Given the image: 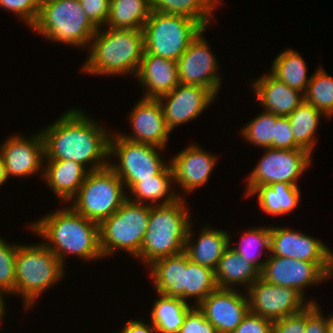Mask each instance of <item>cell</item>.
<instances>
[{"label":"cell","mask_w":333,"mask_h":333,"mask_svg":"<svg viewBox=\"0 0 333 333\" xmlns=\"http://www.w3.org/2000/svg\"><path fill=\"white\" fill-rule=\"evenodd\" d=\"M79 109L66 110L58 120L40 129L44 140V160L74 161L88 171L105 168L109 166L111 133L88 112L86 115Z\"/></svg>","instance_id":"cell-1"},{"label":"cell","mask_w":333,"mask_h":333,"mask_svg":"<svg viewBox=\"0 0 333 333\" xmlns=\"http://www.w3.org/2000/svg\"><path fill=\"white\" fill-rule=\"evenodd\" d=\"M66 205L30 222L29 228H26L44 239L42 242L65 267L67 254L88 262L101 259L99 224L77 213L69 204L68 207Z\"/></svg>","instance_id":"cell-2"},{"label":"cell","mask_w":333,"mask_h":333,"mask_svg":"<svg viewBox=\"0 0 333 333\" xmlns=\"http://www.w3.org/2000/svg\"><path fill=\"white\" fill-rule=\"evenodd\" d=\"M104 30V31H103ZM95 33L82 72L90 75L136 76L145 52L142 29L107 28Z\"/></svg>","instance_id":"cell-3"},{"label":"cell","mask_w":333,"mask_h":333,"mask_svg":"<svg viewBox=\"0 0 333 333\" xmlns=\"http://www.w3.org/2000/svg\"><path fill=\"white\" fill-rule=\"evenodd\" d=\"M185 197L167 205L151 206L149 224L140 254L136 257L149 266L163 257L174 256L185 251V242L190 219Z\"/></svg>","instance_id":"cell-4"},{"label":"cell","mask_w":333,"mask_h":333,"mask_svg":"<svg viewBox=\"0 0 333 333\" xmlns=\"http://www.w3.org/2000/svg\"><path fill=\"white\" fill-rule=\"evenodd\" d=\"M30 28L46 40L79 49L89 47L99 29L84 12L79 0H52L40 4L38 17Z\"/></svg>","instance_id":"cell-5"},{"label":"cell","mask_w":333,"mask_h":333,"mask_svg":"<svg viewBox=\"0 0 333 333\" xmlns=\"http://www.w3.org/2000/svg\"><path fill=\"white\" fill-rule=\"evenodd\" d=\"M66 267L43 243L19 244L15 259V295L24 299V310L33 308L47 289L63 280Z\"/></svg>","instance_id":"cell-6"},{"label":"cell","mask_w":333,"mask_h":333,"mask_svg":"<svg viewBox=\"0 0 333 333\" xmlns=\"http://www.w3.org/2000/svg\"><path fill=\"white\" fill-rule=\"evenodd\" d=\"M151 206L127 199L111 216L99 224L103 258L123 250L133 257L140 254L147 232Z\"/></svg>","instance_id":"cell-7"},{"label":"cell","mask_w":333,"mask_h":333,"mask_svg":"<svg viewBox=\"0 0 333 333\" xmlns=\"http://www.w3.org/2000/svg\"><path fill=\"white\" fill-rule=\"evenodd\" d=\"M125 190V191H124ZM128 192L109 167L89 171L70 207L85 218L100 224L127 200Z\"/></svg>","instance_id":"cell-8"},{"label":"cell","mask_w":333,"mask_h":333,"mask_svg":"<svg viewBox=\"0 0 333 333\" xmlns=\"http://www.w3.org/2000/svg\"><path fill=\"white\" fill-rule=\"evenodd\" d=\"M202 29L189 17L152 11L142 29L144 53L177 62Z\"/></svg>","instance_id":"cell-9"},{"label":"cell","mask_w":333,"mask_h":333,"mask_svg":"<svg viewBox=\"0 0 333 333\" xmlns=\"http://www.w3.org/2000/svg\"><path fill=\"white\" fill-rule=\"evenodd\" d=\"M163 150L154 145L124 139L116 132L111 134L109 140V167L129 190L141 179L153 178L169 164L159 154ZM115 156L119 163L112 161Z\"/></svg>","instance_id":"cell-10"},{"label":"cell","mask_w":333,"mask_h":333,"mask_svg":"<svg viewBox=\"0 0 333 333\" xmlns=\"http://www.w3.org/2000/svg\"><path fill=\"white\" fill-rule=\"evenodd\" d=\"M312 157L305 149L266 148L258 164L246 178L245 197L261 185L285 182L298 186L297 181L310 167Z\"/></svg>","instance_id":"cell-11"},{"label":"cell","mask_w":333,"mask_h":333,"mask_svg":"<svg viewBox=\"0 0 333 333\" xmlns=\"http://www.w3.org/2000/svg\"><path fill=\"white\" fill-rule=\"evenodd\" d=\"M332 276L333 262H306L271 254L260 271V278L265 282L294 288L304 297L306 287L317 286Z\"/></svg>","instance_id":"cell-12"},{"label":"cell","mask_w":333,"mask_h":333,"mask_svg":"<svg viewBox=\"0 0 333 333\" xmlns=\"http://www.w3.org/2000/svg\"><path fill=\"white\" fill-rule=\"evenodd\" d=\"M246 293L249 311L273 322L303 311L310 303H316L312 299L307 301L294 288L274 285L261 278Z\"/></svg>","instance_id":"cell-13"},{"label":"cell","mask_w":333,"mask_h":333,"mask_svg":"<svg viewBox=\"0 0 333 333\" xmlns=\"http://www.w3.org/2000/svg\"><path fill=\"white\" fill-rule=\"evenodd\" d=\"M207 29L200 31L177 60L178 78L181 85L203 86L218 95L223 79L217 58L203 37Z\"/></svg>","instance_id":"cell-14"},{"label":"cell","mask_w":333,"mask_h":333,"mask_svg":"<svg viewBox=\"0 0 333 333\" xmlns=\"http://www.w3.org/2000/svg\"><path fill=\"white\" fill-rule=\"evenodd\" d=\"M216 94L203 86L179 84L170 93L158 98L162 106L167 128L197 119L215 101Z\"/></svg>","instance_id":"cell-15"},{"label":"cell","mask_w":333,"mask_h":333,"mask_svg":"<svg viewBox=\"0 0 333 333\" xmlns=\"http://www.w3.org/2000/svg\"><path fill=\"white\" fill-rule=\"evenodd\" d=\"M35 134L30 137L11 135L1 145L0 154L3 157L8 179L25 178L39 172H42L43 176L44 140L40 130Z\"/></svg>","instance_id":"cell-16"},{"label":"cell","mask_w":333,"mask_h":333,"mask_svg":"<svg viewBox=\"0 0 333 333\" xmlns=\"http://www.w3.org/2000/svg\"><path fill=\"white\" fill-rule=\"evenodd\" d=\"M197 307L217 333H232L249 312V300L246 292L217 288Z\"/></svg>","instance_id":"cell-17"},{"label":"cell","mask_w":333,"mask_h":333,"mask_svg":"<svg viewBox=\"0 0 333 333\" xmlns=\"http://www.w3.org/2000/svg\"><path fill=\"white\" fill-rule=\"evenodd\" d=\"M132 134L118 135L134 142L154 145L166 150L171 131L166 126L162 106L158 99L141 97L129 114Z\"/></svg>","instance_id":"cell-18"},{"label":"cell","mask_w":333,"mask_h":333,"mask_svg":"<svg viewBox=\"0 0 333 333\" xmlns=\"http://www.w3.org/2000/svg\"><path fill=\"white\" fill-rule=\"evenodd\" d=\"M270 254L306 262H333V252L319 239L292 228L270 226Z\"/></svg>","instance_id":"cell-19"},{"label":"cell","mask_w":333,"mask_h":333,"mask_svg":"<svg viewBox=\"0 0 333 333\" xmlns=\"http://www.w3.org/2000/svg\"><path fill=\"white\" fill-rule=\"evenodd\" d=\"M216 155L200 148L199 144H189L170 160L175 185L185 193L194 192L209 180L217 163Z\"/></svg>","instance_id":"cell-20"},{"label":"cell","mask_w":333,"mask_h":333,"mask_svg":"<svg viewBox=\"0 0 333 333\" xmlns=\"http://www.w3.org/2000/svg\"><path fill=\"white\" fill-rule=\"evenodd\" d=\"M135 78L147 99H158L180 84L177 62L148 53H144Z\"/></svg>","instance_id":"cell-21"},{"label":"cell","mask_w":333,"mask_h":333,"mask_svg":"<svg viewBox=\"0 0 333 333\" xmlns=\"http://www.w3.org/2000/svg\"><path fill=\"white\" fill-rule=\"evenodd\" d=\"M252 91L264 111L280 117L289 116L302 102L304 94L279 81L270 72L252 82Z\"/></svg>","instance_id":"cell-22"},{"label":"cell","mask_w":333,"mask_h":333,"mask_svg":"<svg viewBox=\"0 0 333 333\" xmlns=\"http://www.w3.org/2000/svg\"><path fill=\"white\" fill-rule=\"evenodd\" d=\"M200 231L199 236L194 237L195 233L192 223H190L184 252L191 261L215 270L224 251L229 247L230 234L225 230L215 229L206 224L201 227Z\"/></svg>","instance_id":"cell-23"},{"label":"cell","mask_w":333,"mask_h":333,"mask_svg":"<svg viewBox=\"0 0 333 333\" xmlns=\"http://www.w3.org/2000/svg\"><path fill=\"white\" fill-rule=\"evenodd\" d=\"M43 167L42 180L63 204L77 194L89 172L83 165L69 160H44Z\"/></svg>","instance_id":"cell-24"},{"label":"cell","mask_w":333,"mask_h":333,"mask_svg":"<svg viewBox=\"0 0 333 333\" xmlns=\"http://www.w3.org/2000/svg\"><path fill=\"white\" fill-rule=\"evenodd\" d=\"M148 267L157 293L185 301V252L157 259Z\"/></svg>","instance_id":"cell-25"},{"label":"cell","mask_w":333,"mask_h":333,"mask_svg":"<svg viewBox=\"0 0 333 333\" xmlns=\"http://www.w3.org/2000/svg\"><path fill=\"white\" fill-rule=\"evenodd\" d=\"M174 176L170 163L153 178L141 179L136 182L128 192L127 199L130 201L148 204L149 206L167 205L178 201L182 195H178L172 185L174 184ZM173 188V189H172ZM162 201V202H161ZM158 204H155V203Z\"/></svg>","instance_id":"cell-26"},{"label":"cell","mask_w":333,"mask_h":333,"mask_svg":"<svg viewBox=\"0 0 333 333\" xmlns=\"http://www.w3.org/2000/svg\"><path fill=\"white\" fill-rule=\"evenodd\" d=\"M214 274L217 287L221 289H236L240 285L245 286L242 289L246 291L260 278V271L230 246L218 261Z\"/></svg>","instance_id":"cell-27"},{"label":"cell","mask_w":333,"mask_h":333,"mask_svg":"<svg viewBox=\"0 0 333 333\" xmlns=\"http://www.w3.org/2000/svg\"><path fill=\"white\" fill-rule=\"evenodd\" d=\"M256 194L258 196V207L269 216H281L293 213L299 205L301 198L299 186L285 182L258 186L248 197Z\"/></svg>","instance_id":"cell-28"},{"label":"cell","mask_w":333,"mask_h":333,"mask_svg":"<svg viewBox=\"0 0 333 333\" xmlns=\"http://www.w3.org/2000/svg\"><path fill=\"white\" fill-rule=\"evenodd\" d=\"M150 312L151 324L157 333H179L187 313L194 307L190 302L158 293Z\"/></svg>","instance_id":"cell-29"},{"label":"cell","mask_w":333,"mask_h":333,"mask_svg":"<svg viewBox=\"0 0 333 333\" xmlns=\"http://www.w3.org/2000/svg\"><path fill=\"white\" fill-rule=\"evenodd\" d=\"M151 12V0H110L105 27L143 29Z\"/></svg>","instance_id":"cell-30"},{"label":"cell","mask_w":333,"mask_h":333,"mask_svg":"<svg viewBox=\"0 0 333 333\" xmlns=\"http://www.w3.org/2000/svg\"><path fill=\"white\" fill-rule=\"evenodd\" d=\"M221 3L222 0H151V9L158 13L189 17L203 28H209L214 10Z\"/></svg>","instance_id":"cell-31"},{"label":"cell","mask_w":333,"mask_h":333,"mask_svg":"<svg viewBox=\"0 0 333 333\" xmlns=\"http://www.w3.org/2000/svg\"><path fill=\"white\" fill-rule=\"evenodd\" d=\"M269 71L279 81L304 94L311 76H307L304 58L293 48L280 52L272 62Z\"/></svg>","instance_id":"cell-32"},{"label":"cell","mask_w":333,"mask_h":333,"mask_svg":"<svg viewBox=\"0 0 333 333\" xmlns=\"http://www.w3.org/2000/svg\"><path fill=\"white\" fill-rule=\"evenodd\" d=\"M323 116L324 119L327 118L321 111L305 101L287 116L295 137V142L311 155L317 141L315 133L320 125L319 120Z\"/></svg>","instance_id":"cell-33"},{"label":"cell","mask_w":333,"mask_h":333,"mask_svg":"<svg viewBox=\"0 0 333 333\" xmlns=\"http://www.w3.org/2000/svg\"><path fill=\"white\" fill-rule=\"evenodd\" d=\"M240 238L241 239L238 246L236 245L232 247V237L229 236L230 248L238 253L242 259H245L247 262L255 266L259 271H261L267 261V258L262 259V261L260 258H262L261 256H263V253L266 255L267 253H270V226H257L256 228L254 227V229L251 228L243 232L242 237L240 236Z\"/></svg>","instance_id":"cell-34"},{"label":"cell","mask_w":333,"mask_h":333,"mask_svg":"<svg viewBox=\"0 0 333 333\" xmlns=\"http://www.w3.org/2000/svg\"><path fill=\"white\" fill-rule=\"evenodd\" d=\"M214 270L191 261L186 254L185 301L194 298V306L217 289Z\"/></svg>","instance_id":"cell-35"},{"label":"cell","mask_w":333,"mask_h":333,"mask_svg":"<svg viewBox=\"0 0 333 333\" xmlns=\"http://www.w3.org/2000/svg\"><path fill=\"white\" fill-rule=\"evenodd\" d=\"M304 101L321 111L328 119L333 116V78L320 68L311 75L304 92Z\"/></svg>","instance_id":"cell-36"},{"label":"cell","mask_w":333,"mask_h":333,"mask_svg":"<svg viewBox=\"0 0 333 333\" xmlns=\"http://www.w3.org/2000/svg\"><path fill=\"white\" fill-rule=\"evenodd\" d=\"M275 124L276 115L262 110L257 117L242 126L240 135L247 143L261 149L274 148Z\"/></svg>","instance_id":"cell-37"},{"label":"cell","mask_w":333,"mask_h":333,"mask_svg":"<svg viewBox=\"0 0 333 333\" xmlns=\"http://www.w3.org/2000/svg\"><path fill=\"white\" fill-rule=\"evenodd\" d=\"M19 244H9L0 236V289L10 295H15V259Z\"/></svg>","instance_id":"cell-38"},{"label":"cell","mask_w":333,"mask_h":333,"mask_svg":"<svg viewBox=\"0 0 333 333\" xmlns=\"http://www.w3.org/2000/svg\"><path fill=\"white\" fill-rule=\"evenodd\" d=\"M0 8L18 16L29 28L35 23L39 10V0H0Z\"/></svg>","instance_id":"cell-39"},{"label":"cell","mask_w":333,"mask_h":333,"mask_svg":"<svg viewBox=\"0 0 333 333\" xmlns=\"http://www.w3.org/2000/svg\"><path fill=\"white\" fill-rule=\"evenodd\" d=\"M274 148L291 150L302 149L296 142L288 117L276 115Z\"/></svg>","instance_id":"cell-40"},{"label":"cell","mask_w":333,"mask_h":333,"mask_svg":"<svg viewBox=\"0 0 333 333\" xmlns=\"http://www.w3.org/2000/svg\"><path fill=\"white\" fill-rule=\"evenodd\" d=\"M179 333H217V331L199 308L194 306L187 313Z\"/></svg>","instance_id":"cell-41"},{"label":"cell","mask_w":333,"mask_h":333,"mask_svg":"<svg viewBox=\"0 0 333 333\" xmlns=\"http://www.w3.org/2000/svg\"><path fill=\"white\" fill-rule=\"evenodd\" d=\"M322 314L317 303H310L306 307V326L304 333H327L329 322L333 319V314L328 317Z\"/></svg>","instance_id":"cell-42"},{"label":"cell","mask_w":333,"mask_h":333,"mask_svg":"<svg viewBox=\"0 0 333 333\" xmlns=\"http://www.w3.org/2000/svg\"><path fill=\"white\" fill-rule=\"evenodd\" d=\"M79 2L90 20L98 28L103 29L109 15L110 0H79Z\"/></svg>","instance_id":"cell-43"},{"label":"cell","mask_w":333,"mask_h":333,"mask_svg":"<svg viewBox=\"0 0 333 333\" xmlns=\"http://www.w3.org/2000/svg\"><path fill=\"white\" fill-rule=\"evenodd\" d=\"M273 321L249 311L232 333H272Z\"/></svg>","instance_id":"cell-44"},{"label":"cell","mask_w":333,"mask_h":333,"mask_svg":"<svg viewBox=\"0 0 333 333\" xmlns=\"http://www.w3.org/2000/svg\"><path fill=\"white\" fill-rule=\"evenodd\" d=\"M306 326V308L296 314L273 322L272 333H304Z\"/></svg>","instance_id":"cell-45"},{"label":"cell","mask_w":333,"mask_h":333,"mask_svg":"<svg viewBox=\"0 0 333 333\" xmlns=\"http://www.w3.org/2000/svg\"><path fill=\"white\" fill-rule=\"evenodd\" d=\"M123 333H157L156 328L152 324H147L142 319H131L122 327Z\"/></svg>","instance_id":"cell-46"},{"label":"cell","mask_w":333,"mask_h":333,"mask_svg":"<svg viewBox=\"0 0 333 333\" xmlns=\"http://www.w3.org/2000/svg\"><path fill=\"white\" fill-rule=\"evenodd\" d=\"M8 295L5 291H3L2 289H0V322L2 323L3 321V317H5V314L7 313V306H6V299L4 295ZM0 323V325H1Z\"/></svg>","instance_id":"cell-47"},{"label":"cell","mask_w":333,"mask_h":333,"mask_svg":"<svg viewBox=\"0 0 333 333\" xmlns=\"http://www.w3.org/2000/svg\"><path fill=\"white\" fill-rule=\"evenodd\" d=\"M7 180L8 176L6 173V167L4 165L3 157L0 154V186L4 185Z\"/></svg>","instance_id":"cell-48"},{"label":"cell","mask_w":333,"mask_h":333,"mask_svg":"<svg viewBox=\"0 0 333 333\" xmlns=\"http://www.w3.org/2000/svg\"><path fill=\"white\" fill-rule=\"evenodd\" d=\"M327 333H333V319L329 322Z\"/></svg>","instance_id":"cell-49"},{"label":"cell","mask_w":333,"mask_h":333,"mask_svg":"<svg viewBox=\"0 0 333 333\" xmlns=\"http://www.w3.org/2000/svg\"><path fill=\"white\" fill-rule=\"evenodd\" d=\"M49 1H52V0H39L40 4H43V3H46V2H49Z\"/></svg>","instance_id":"cell-50"}]
</instances>
